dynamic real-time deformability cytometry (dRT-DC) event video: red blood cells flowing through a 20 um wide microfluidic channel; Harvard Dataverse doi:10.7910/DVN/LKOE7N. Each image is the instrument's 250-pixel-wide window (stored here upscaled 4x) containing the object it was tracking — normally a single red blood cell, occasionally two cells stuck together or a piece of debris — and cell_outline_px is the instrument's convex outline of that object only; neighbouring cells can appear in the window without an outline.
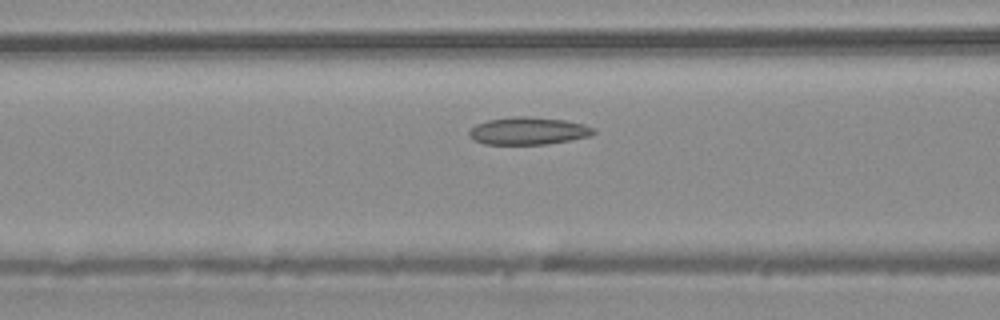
{"species": "common noctule bat (a hibernating species)", "species_latin": "Nyctalus noctula", "temperature_condition": "warm", "stored_images_in_passage": 33, "camera_frame_rate_fps": 3000, "um_per_image_px": 0.085, "animal": {"sex": "male", "body_mass_g": 20.4}, "frame": {"image": 1, "passage_image": 13, "time_ms": 4.0, "image_size_px": [1000, 320], "cell_outline_px": [[596, 132], [588, 136], [568, 140], [544, 144], [484, 144], [472, 140], [468, 136], [468, 132], [476, 124], [488, 120], [516, 116], [528, 116], [564, 120], [584, 124], [596, 128]], "centroid_in_image_um": [44.87, 11.12], "position_along_channel_um": 121.7, "area_um2": 19.88}}
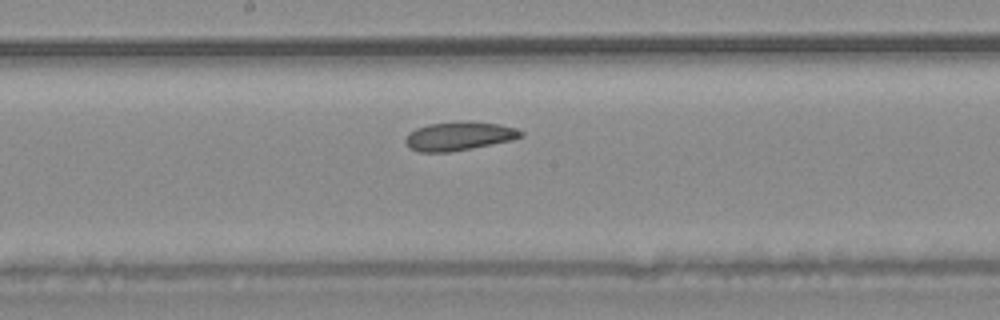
{"frame": {"image": 2, "passage_image": 19, "time_ms": 6.0, "image_size_px": [1000, 320], "cell_outline_px": [[524, 136], [512, 140], [472, 148], [448, 152], [420, 152], [408, 148], [404, 140], [404, 136], [408, 132], [416, 128], [428, 124], [468, 120], [500, 124], [516, 128], [524, 132]], "centroid_in_image_um": [39.0, 11.56], "position_along_channel_um": 209.2, "area_um2": 19.65}}
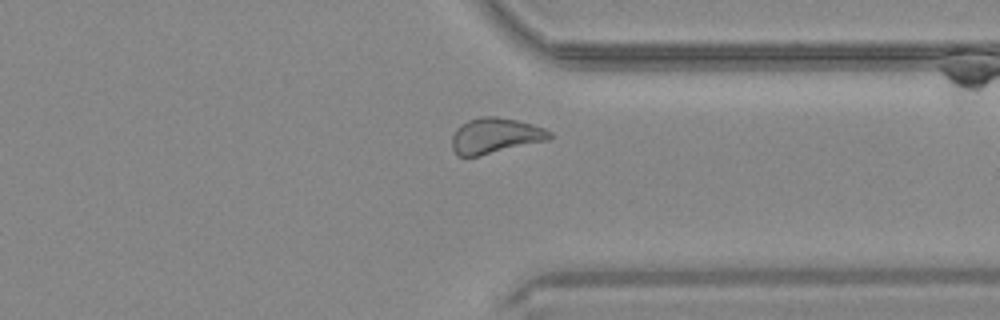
{"frame": {"image": 3, "passage_image": 30, "time_ms": 9.667, "image_size_px": [1000, 320], "cell_outline_px": [[552, 136], [548, 140], [476, 156], [456, 156], [452, 148], [452, 136], [456, 128], [460, 124], [468, 120], [480, 116], [496, 116], [516, 120], [532, 124], [544, 128], [552, 132]], "centroid_in_image_um": [42.06, 11.52], "position_along_channel_um": 369.3, "area_um2": 20.17}}